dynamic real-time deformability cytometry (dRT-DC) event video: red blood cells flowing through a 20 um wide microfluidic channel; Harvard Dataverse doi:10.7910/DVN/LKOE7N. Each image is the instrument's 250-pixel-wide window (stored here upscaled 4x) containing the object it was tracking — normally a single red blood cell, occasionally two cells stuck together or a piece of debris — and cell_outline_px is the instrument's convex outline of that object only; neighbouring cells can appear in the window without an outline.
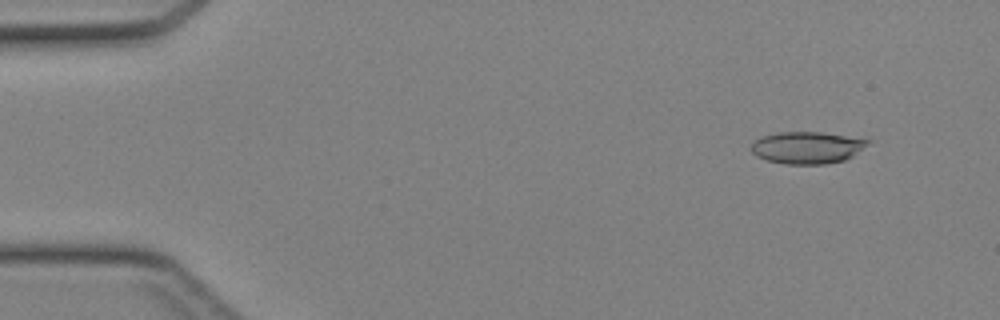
{"species": "Egyptian fruit bat (a non-hibernating species)", "species_latin": "Rousettus aegyptiacus", "temperature_condition": "cold", "stored_images_in_passage": 41, "camera_frame_rate_fps": 3000, "um_per_image_px": 0.085, "animal": {"sex": "female"}, "frame": {"image": 1, "passage_image": 1, "time_ms": 0.0, "image_size_px": [1000, 320], "cell_outline_px": [[872, 140], [868, 144], [852, 156], [844, 160], [824, 164], [784, 164], [768, 160], [756, 156], [748, 148], [760, 136], [776, 132], [820, 132]], "centroid_in_image_um": [68.56, 12.54], "position_along_channel_um": 16.4, "area_um2": 21.73}}
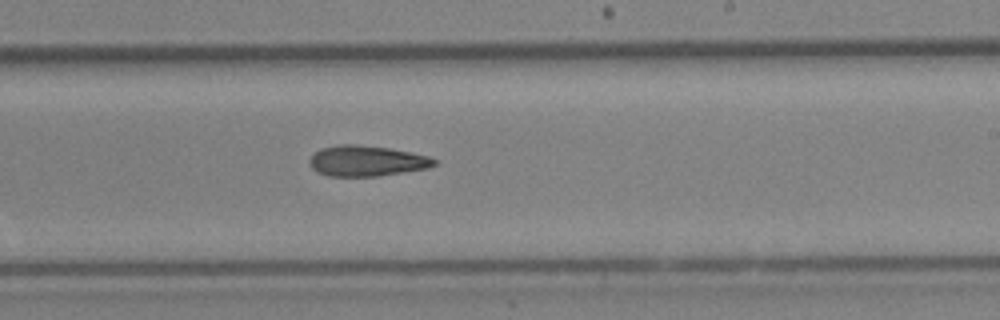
{"frame": {"image": 2, "passage_image": 24, "time_ms": 7.667, "image_size_px": [1000, 320], "cell_outline_px": [[436, 164], [428, 168], [376, 176], [328, 176], [316, 172], [308, 164], [308, 160], [320, 148], [336, 144], [356, 144], [388, 148], [412, 152], [428, 156], [436, 160]], "centroid_in_image_um": [31.12, 13.67], "position_along_channel_um": 257.9, "area_um2": 22.31}}
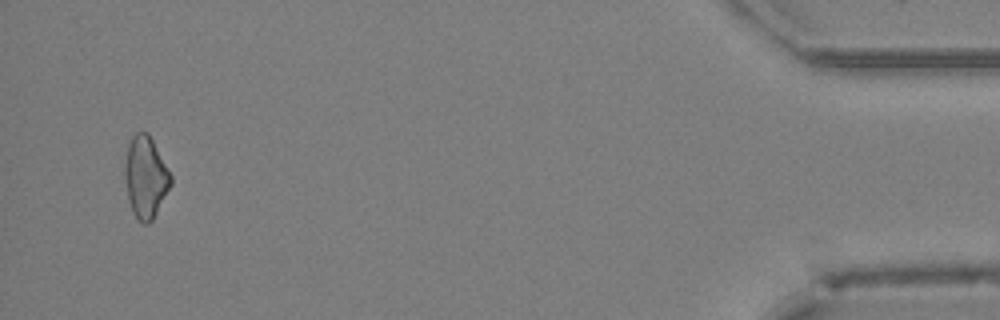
{"frame": {"image": 3, "passage_image": 40, "time_ms": 13.0, "image_size_px": [1000, 320], "cell_outline_px": [[172, 184], [152, 220], [148, 224], [144, 224], [132, 212], [128, 200], [124, 176], [124, 164], [128, 144], [132, 136], [136, 132], [148, 132], [172, 176]], "centroid_in_image_um": [12.36, 15.04], "position_along_channel_um": 422.8, "area_um2": 21.85}}